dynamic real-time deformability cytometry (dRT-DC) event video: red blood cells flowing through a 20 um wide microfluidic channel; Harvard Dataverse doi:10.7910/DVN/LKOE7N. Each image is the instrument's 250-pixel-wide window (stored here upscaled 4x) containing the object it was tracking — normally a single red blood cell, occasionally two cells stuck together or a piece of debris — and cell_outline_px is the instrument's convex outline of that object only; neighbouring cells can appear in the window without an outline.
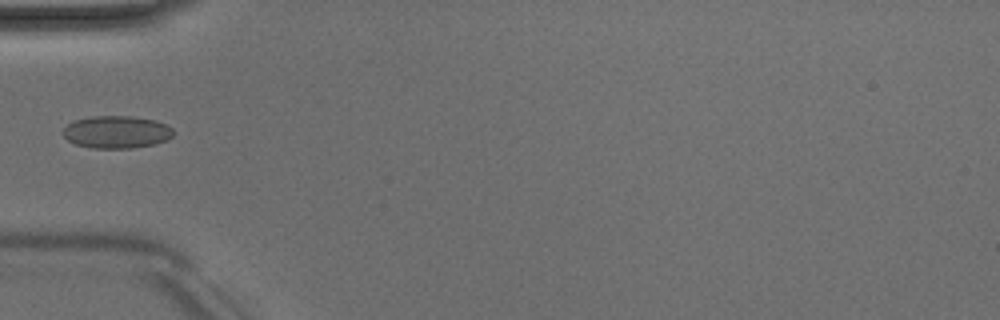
{"species": "Egyptian fruit bat (a non-hibernating species)", "species_latin": "Rousettus aegyptiacus", "temperature_condition": "room temperature", "stored_images_in_passage": 3, "camera_frame_rate_fps": 3000, "um_per_image_px": 0.085, "animal": {"sex": "male"}, "frame": {"image": 1, "passage_image": 3, "time_ms": 3.0, "image_size_px": [1000, 320], "cell_outline_px": [[172, 136], [156, 144], [132, 148], [92, 148], [76, 144], [68, 140], [64, 136], [64, 128], [72, 120], [92, 116], [128, 116], [156, 120], [168, 124], [172, 128]], "centroid_in_image_um": [9.91, 11.21], "position_along_channel_um": 75.1, "area_um2": 20.87}}